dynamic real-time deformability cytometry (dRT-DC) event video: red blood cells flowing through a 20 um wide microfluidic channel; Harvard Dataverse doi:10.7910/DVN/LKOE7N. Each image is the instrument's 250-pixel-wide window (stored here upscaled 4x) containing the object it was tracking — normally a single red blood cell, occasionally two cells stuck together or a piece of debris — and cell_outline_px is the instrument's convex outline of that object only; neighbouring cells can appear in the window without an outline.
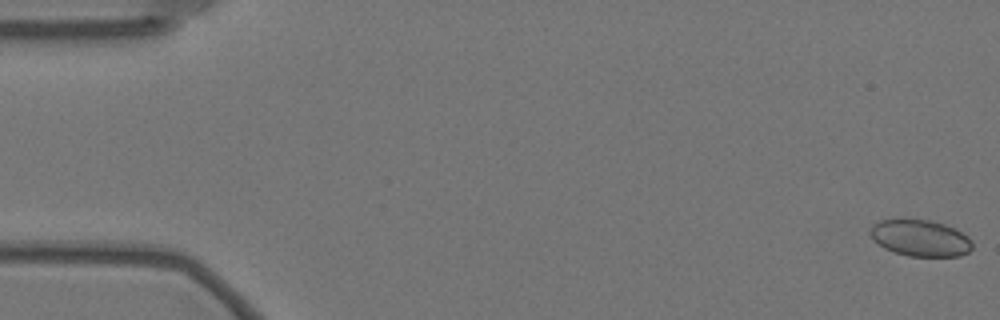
{"species": "Egyptian fruit bat (a non-hibernating species)", "species_latin": "Rousettus aegyptiacus", "temperature_condition": "warm", "stored_images_in_passage": 52, "camera_frame_rate_fps": 3000, "um_per_image_px": 0.085, "animal": {"sex": "female"}, "frame": {"image": 1, "passage_image": 1, "time_ms": 0.0, "image_size_px": [1000, 320], "cell_outline_px": [[972, 248], [968, 252], [960, 256], [908, 256], [884, 248], [868, 232], [872, 224], [880, 220], [904, 216], [932, 220], [944, 224], [968, 236], [972, 240]], "centroid_in_image_um": [78.2, 20.18], "position_along_channel_um": 6.8, "area_um2": 22.2}}
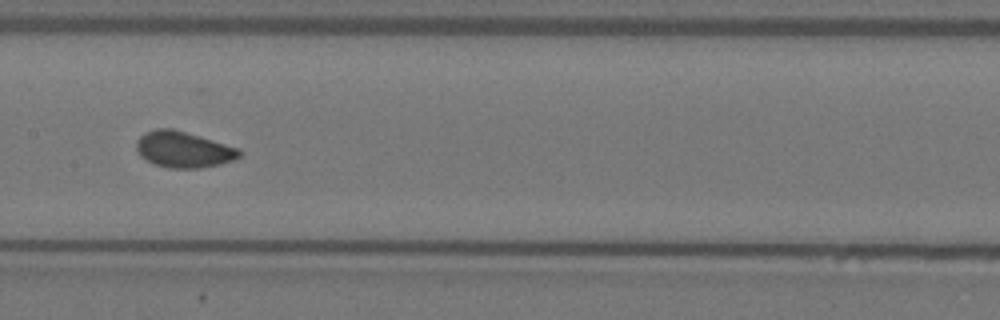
{"frame": {"image": 2, "passage_image": 29, "time_ms": 9.333, "image_size_px": [1000, 320], "cell_outline_px": [[244, 152], [240, 156], [232, 160], [220, 164], [200, 168], [168, 168], [156, 164], [140, 156], [136, 148], [136, 140], [144, 132], [156, 128], [172, 128], [200, 136], [240, 148]], "centroid_in_image_um": [15.6, 12.7], "position_along_channel_um": 191.8, "area_um2": 21.73}}
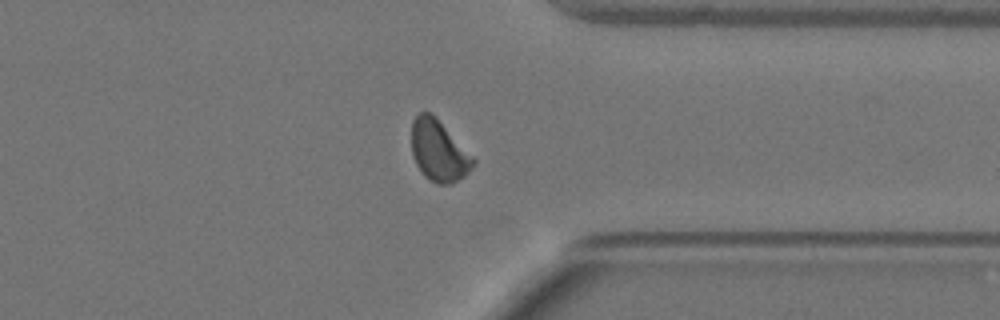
{"frame": {"image": 3, "passage_image": 45, "time_ms": 14.667, "image_size_px": [1000, 320], "cell_outline_px": [[476, 164], [464, 176], [448, 184], [436, 184], [424, 176], [416, 164], [412, 152], [412, 120], [420, 112], [432, 112], [436, 116], [476, 160]], "centroid_in_image_um": [37.29, 12.8], "position_along_channel_um": 374.1, "area_um2": 21.91}}